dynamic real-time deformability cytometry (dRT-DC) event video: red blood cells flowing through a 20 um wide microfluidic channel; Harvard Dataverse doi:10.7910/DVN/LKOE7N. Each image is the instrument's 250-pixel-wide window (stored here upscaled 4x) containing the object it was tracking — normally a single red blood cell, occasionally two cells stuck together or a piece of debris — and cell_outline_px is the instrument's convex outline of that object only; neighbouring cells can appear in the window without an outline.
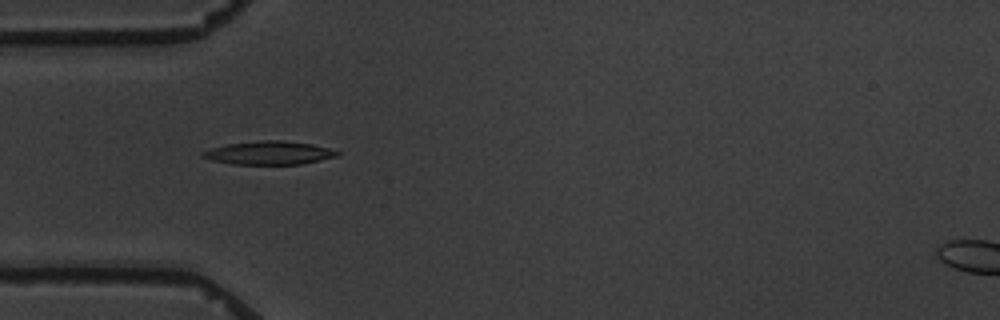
{"species": "common noctule bat (a hibernating species)", "species_latin": "Nyctalus noctula", "temperature_condition": "warm", "stored_images_in_passage": 8, "camera_frame_rate_fps": 3000, "um_per_image_px": 0.085, "animal": {"sex": "male", "body_mass_g": 19.5, "forearm_length_mm": 54.6}, "frame": {"image": 1, "passage_image": 6, "time_ms": 6.0, "image_size_px": [1000, 320], "cell_outline_px": [[340, 156], [300, 164], [232, 164], [212, 160], [200, 156], [200, 152], [212, 148], [228, 144], [260, 140], [284, 140], [312, 144], [328, 148], [340, 152]], "centroid_in_image_um": [22.88, 12.99], "position_along_channel_um": 62.1, "area_um2": 18.32}}
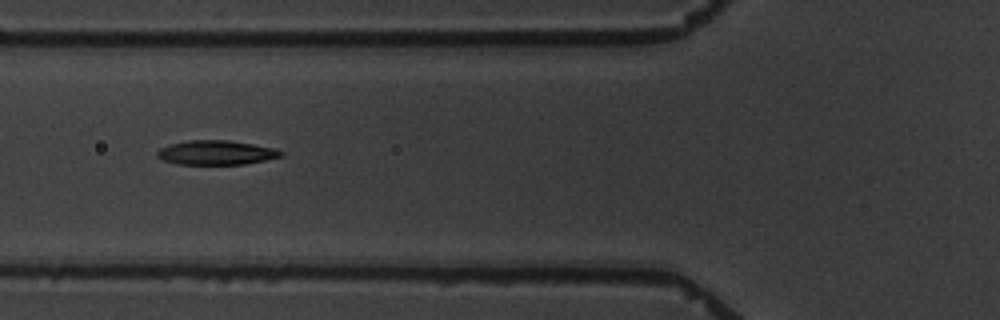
{"frame": {"image": 2, "passage_image": 7, "time_ms": 7.333, "image_size_px": [1000, 320], "cell_outline_px": [[284, 152], [280, 156], [264, 160], [244, 164], [176, 164], [160, 160], [156, 156], [156, 152], [160, 148], [168, 144], [188, 140], [228, 140], [252, 144], [272, 148]], "centroid_in_image_um": [18.27, 12.97], "position_along_channel_um": 107.5, "area_um2": 17.51}}
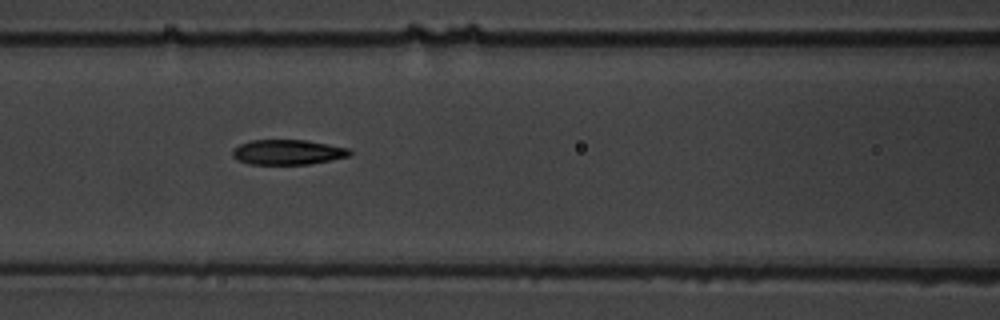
{"frame": {"image": 3, "passage_image": 8, "time_ms": 8.333, "image_size_px": [1000, 320], "cell_outline_px": [[352, 152], [348, 156], [308, 164], [248, 164], [236, 160], [232, 156], [232, 152], [240, 144], [252, 140], [304, 140], [328, 144], [348, 148]], "centroid_in_image_um": [24.42, 12.93], "position_along_channel_um": 142.2, "area_um2": 16.88}}